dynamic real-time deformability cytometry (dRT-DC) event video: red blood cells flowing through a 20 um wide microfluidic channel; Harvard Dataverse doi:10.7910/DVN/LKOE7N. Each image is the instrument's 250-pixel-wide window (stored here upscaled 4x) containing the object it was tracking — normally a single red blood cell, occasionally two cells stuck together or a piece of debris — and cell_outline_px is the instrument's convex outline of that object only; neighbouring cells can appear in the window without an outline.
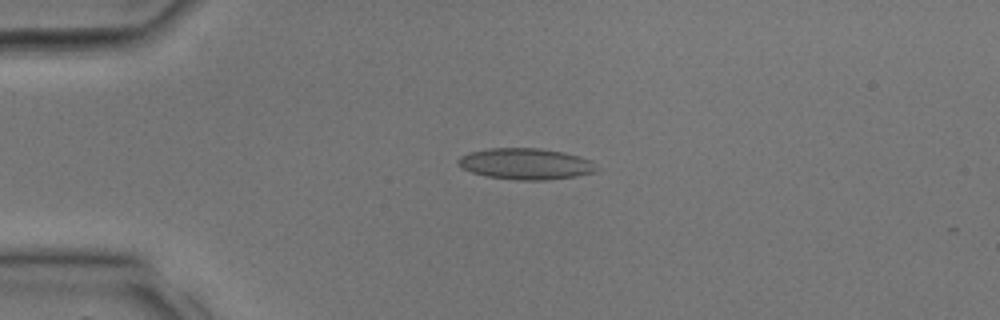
{"species": "common noctule bat (a hibernating species)", "species_latin": "Nyctalus noctula", "temperature_condition": "room temperature", "stored_images_in_passage": 29, "camera_frame_rate_fps": 3000, "um_per_image_px": 0.085, "animal": {"sex": "male", "body_mass_g": 17.9, "forearm_length_mm": 54.2}, "frame": {"image": 1, "passage_image": 4, "time_ms": 1.0, "image_size_px": [1000, 320], "cell_outline_px": [[600, 168], [596, 172], [576, 176], [544, 180], [516, 180], [488, 176], [472, 172], [460, 168], [456, 164], [456, 160], [460, 156], [468, 152], [488, 148], [540, 148], [564, 152], [592, 160]], "centroid_in_image_um": [44.68, 13.92], "position_along_channel_um": 40.3, "area_um2": 25.49}}
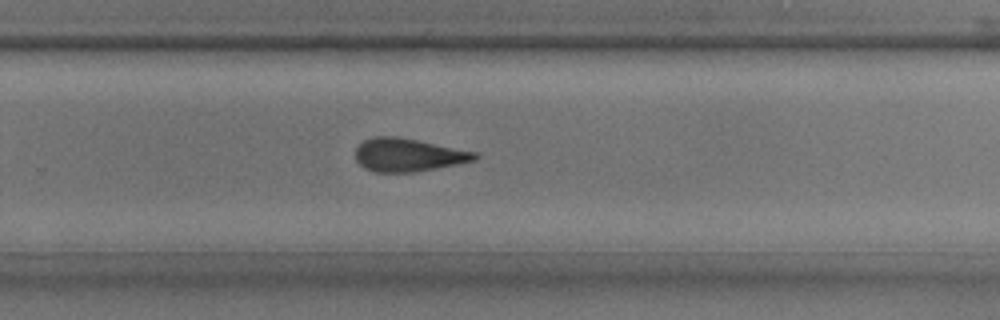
{"frame": {"image": 2, "passage_image": 18, "time_ms": 5.667, "image_size_px": [1000, 320], "cell_outline_px": [[480, 156], [476, 160], [456, 164], [412, 172], [376, 172], [364, 168], [356, 160], [356, 148], [364, 140], [372, 136], [396, 136], [476, 152]], "centroid_in_image_um": [34.67, 13.16], "position_along_channel_um": 295.1, "area_um2": 22.77}}
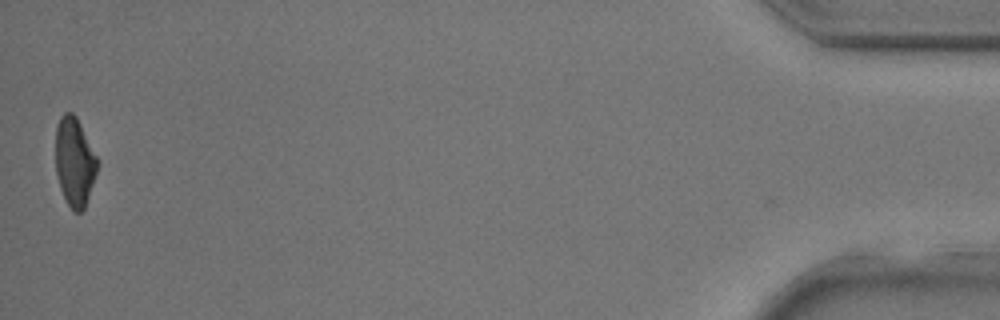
{"frame": {"image": 3, "passage_image": 29, "time_ms": 9.333, "image_size_px": [1000, 320], "cell_outline_px": [[100, 160], [84, 208], [80, 212], [72, 212], [60, 188], [56, 172], [56, 124], [60, 116], [64, 112], [72, 112], [76, 116]], "centroid_in_image_um": [6.34, 13.71], "position_along_channel_um": 428.9, "area_um2": 21.68}}